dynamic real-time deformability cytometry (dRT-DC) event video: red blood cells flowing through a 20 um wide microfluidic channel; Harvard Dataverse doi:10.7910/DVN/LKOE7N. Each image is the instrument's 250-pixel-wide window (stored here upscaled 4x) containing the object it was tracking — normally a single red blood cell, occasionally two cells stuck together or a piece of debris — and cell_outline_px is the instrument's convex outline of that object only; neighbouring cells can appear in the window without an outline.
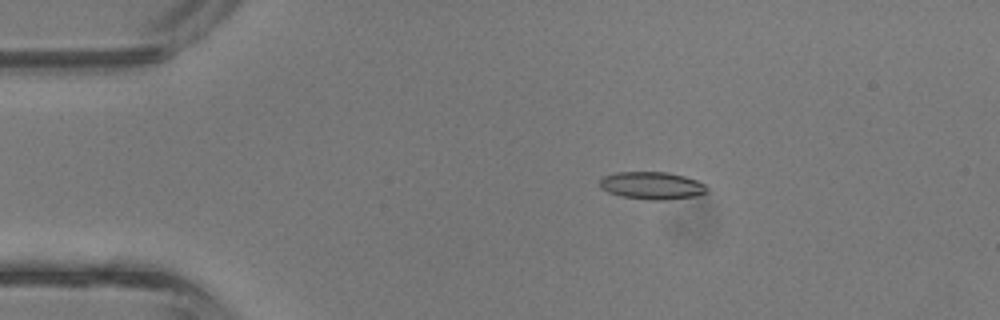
{"species": "common noctule bat (a hibernating species)", "species_latin": "Nyctalus noctula", "temperature_condition": "room temperature", "stored_images_in_passage": 3, "camera_frame_rate_fps": 3000, "um_per_image_px": 0.085, "animal": {"sex": "male", "body_mass_g": 13.3}, "frame": {"image": 1, "passage_image": 2, "time_ms": 0.333, "image_size_px": [1000, 320], "cell_outline_px": [[708, 192], [696, 196], [668, 200], [652, 200], [620, 196], [608, 192], [600, 188], [600, 180], [604, 176], [616, 172], [668, 172], [684, 176], [696, 180], [704, 184], [708, 188]], "centroid_in_image_um": [55.43, 15.78], "position_along_channel_um": 29.6, "area_um2": 17.28}}